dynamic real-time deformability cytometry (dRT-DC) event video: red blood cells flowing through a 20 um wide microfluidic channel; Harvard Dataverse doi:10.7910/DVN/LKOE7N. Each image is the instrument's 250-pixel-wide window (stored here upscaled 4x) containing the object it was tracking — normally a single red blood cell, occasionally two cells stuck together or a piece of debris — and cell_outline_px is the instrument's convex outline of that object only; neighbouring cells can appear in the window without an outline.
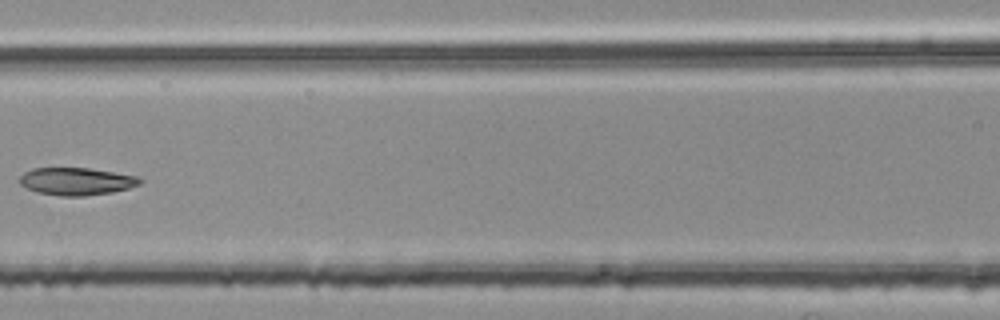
{"species": "common noctule bat (a hibernating species)", "species_latin": "Nyctalus noctula", "temperature_condition": "room temperature", "stored_images_in_passage": 5, "camera_frame_rate_fps": 3000, "um_per_image_px": 0.085, "animal": {"sex": "female", "body_mass_g": 25.1}, "frame": {"image": 1, "passage_image": 5, "time_ms": 1.333, "image_size_px": [1000, 320], "cell_outline_px": [[144, 180], [140, 184], [128, 188], [112, 192], [84, 196], [60, 196], [40, 192], [28, 188], [20, 184], [20, 176], [24, 172], [32, 168], [88, 168], [140, 176]], "centroid_in_image_um": [6.54, 15.4], "position_along_channel_um": 160.1, "area_um2": 19.25}}